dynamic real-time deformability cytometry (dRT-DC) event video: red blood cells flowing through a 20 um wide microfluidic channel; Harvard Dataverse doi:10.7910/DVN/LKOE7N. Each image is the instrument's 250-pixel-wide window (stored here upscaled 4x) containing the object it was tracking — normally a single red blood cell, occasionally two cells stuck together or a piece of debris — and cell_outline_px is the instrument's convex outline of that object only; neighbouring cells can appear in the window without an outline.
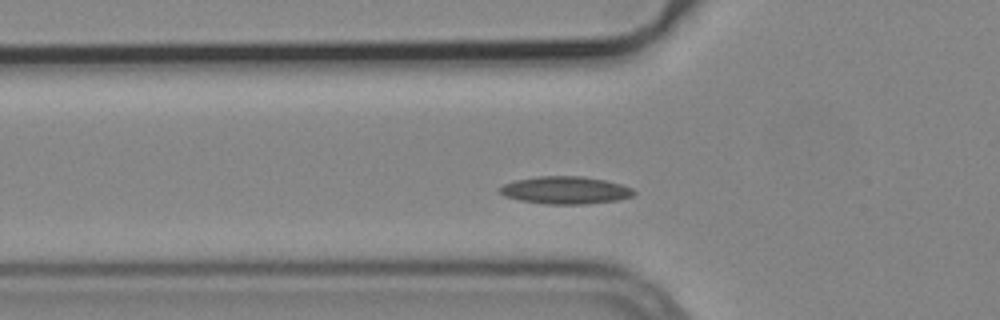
{"species": "common noctule bat (a hibernating species)", "species_latin": "Nyctalus noctula", "temperature_condition": "cold", "stored_images_in_passage": 35, "camera_frame_rate_fps": 3000, "um_per_image_px": 0.085, "animal": {"sex": "male", "body_mass_g": 19.2, "forearm_length_mm": 51.8}, "frame": {"image": 1, "passage_image": 5, "time_ms": 1.333, "image_size_px": [1000, 320], "cell_outline_px": [[636, 192], [632, 196], [620, 200], [584, 204], [544, 204], [520, 200], [504, 196], [496, 192], [496, 188], [504, 184], [516, 180], [540, 176], [580, 176], [604, 180], [620, 184], [632, 188]], "centroid_in_image_um": [48.02, 16.17], "position_along_channel_um": 77.8, "area_um2": 21.62}}
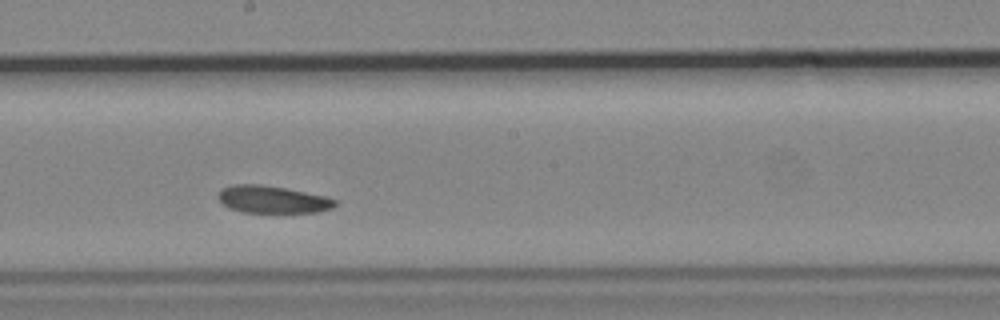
{"frame": {"image": 2, "passage_image": 17, "time_ms": 5.333, "image_size_px": [1000, 320], "cell_outline_px": [[336, 204], [332, 208], [316, 212], [244, 212], [228, 208], [216, 196], [220, 188], [232, 184], [260, 184], [284, 188], [324, 196], [336, 200]], "centroid_in_image_um": [23.09, 16.94], "position_along_channel_um": 225.1, "area_um2": 18.5}}
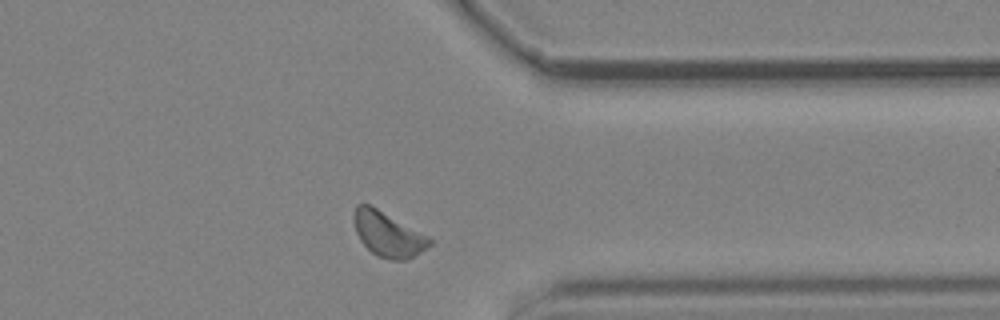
{"frame": {"image": 3, "passage_image": 30, "time_ms": 9.667, "image_size_px": [1000, 320], "cell_outline_px": [[432, 244], [420, 252], [404, 260], [388, 260], [376, 256], [360, 240], [356, 232], [352, 220], [352, 212], [356, 204], [368, 204], [376, 208], [428, 236], [432, 240]], "centroid_in_image_um": [32.92, 19.91], "position_along_channel_um": 378.5, "area_um2": 19.65}, "authors_computed_cell_mechanics": {"area_um2": 19.363, "velocity_mm_per_s": 3.6776, "shape_relaxation_time_tau1_ms": 6.3323, "shape_relaxation_time_tau2_ms": 5.7117, "deformation_change_tau1": 0.0741, "deformation_change_tau2": 0.1056}}